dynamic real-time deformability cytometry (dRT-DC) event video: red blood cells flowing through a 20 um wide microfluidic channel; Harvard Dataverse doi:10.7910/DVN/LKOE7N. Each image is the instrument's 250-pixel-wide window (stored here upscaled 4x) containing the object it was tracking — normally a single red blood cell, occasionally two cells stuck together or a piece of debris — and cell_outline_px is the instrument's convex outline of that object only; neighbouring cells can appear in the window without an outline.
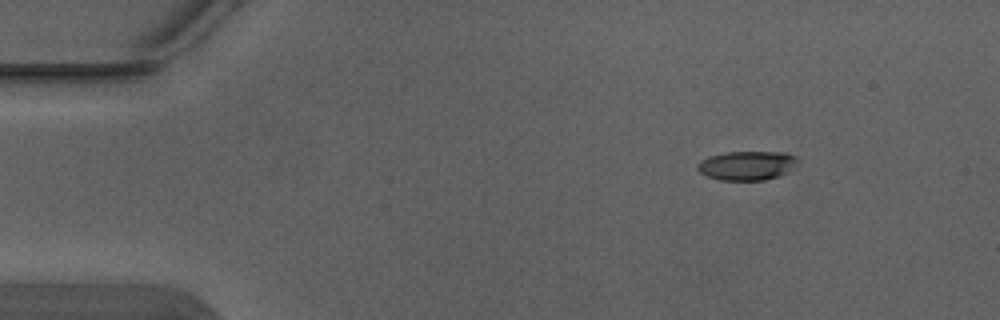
{"species": "Egyptian fruit bat (a non-hibernating species)", "species_latin": "Rousettus aegyptiacus", "temperature_condition": "warm", "stored_images_in_passage": 3, "camera_frame_rate_fps": 3000, "um_per_image_px": 0.085, "animal": {"sex": "male"}, "frame": {"image": 1, "passage_image": 1, "time_ms": 0.0, "image_size_px": [1000, 320], "cell_outline_px": [[800, 164], [788, 172], [764, 180], [720, 180], [708, 176], [700, 172], [696, 168], [696, 164], [700, 160], [708, 156], [724, 152], [788, 152], [796, 156], [800, 160]], "centroid_in_image_um": [63.53, 14.05], "position_along_channel_um": 21.5, "area_um2": 17.34}}